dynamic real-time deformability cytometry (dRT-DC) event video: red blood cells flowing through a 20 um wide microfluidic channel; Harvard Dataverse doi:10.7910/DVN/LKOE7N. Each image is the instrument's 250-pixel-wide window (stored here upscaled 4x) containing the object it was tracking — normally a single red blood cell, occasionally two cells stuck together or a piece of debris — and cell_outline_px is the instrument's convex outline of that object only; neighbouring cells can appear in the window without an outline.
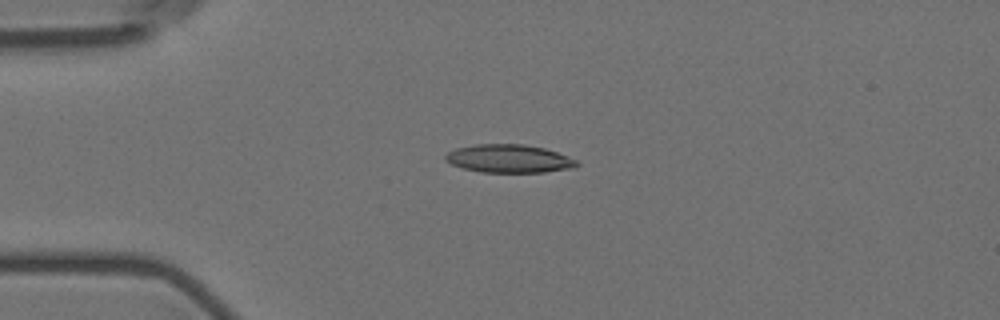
{"species": "Egyptian fruit bat (a non-hibernating species)", "species_latin": "Rousettus aegyptiacus", "temperature_condition": "room temperature", "stored_images_in_passage": 5, "camera_frame_rate_fps": 3000, "um_per_image_px": 0.085, "animal": {"sex": "female"}, "frame": {"image": 1, "passage_image": 4, "time_ms": 3.667, "image_size_px": [1000, 320], "cell_outline_px": [[580, 164], [572, 168], [544, 172], [480, 172], [464, 168], [452, 164], [444, 160], [444, 156], [448, 152], [456, 148], [476, 144], [524, 144], [544, 148], [568, 156], [576, 160]], "centroid_in_image_um": [43.25, 13.48], "position_along_channel_um": 41.7, "area_um2": 21.5}}